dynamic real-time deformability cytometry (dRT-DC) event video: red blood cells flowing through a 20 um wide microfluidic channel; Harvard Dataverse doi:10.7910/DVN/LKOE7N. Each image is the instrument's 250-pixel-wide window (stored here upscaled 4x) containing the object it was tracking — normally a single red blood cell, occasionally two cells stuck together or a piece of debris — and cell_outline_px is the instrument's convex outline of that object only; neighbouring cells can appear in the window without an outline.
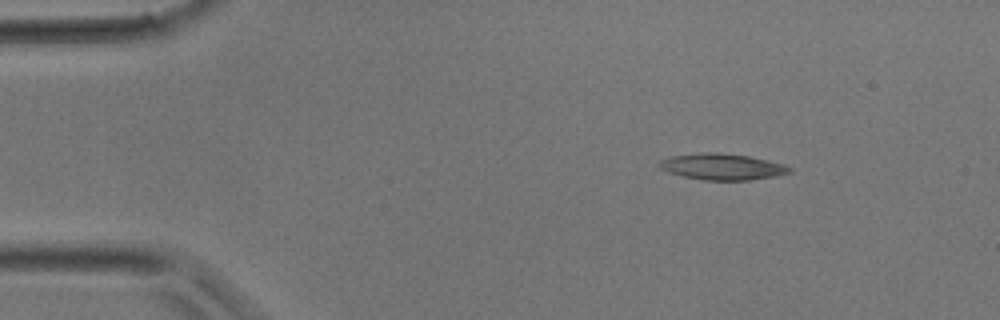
{"species": "common noctule bat (a hibernating species)", "species_latin": "Nyctalus noctula", "temperature_condition": "room temperature", "stored_images_in_passage": 34, "camera_frame_rate_fps": 3000, "um_per_image_px": 0.085, "animal": {"sex": "male", "body_mass_g": 17.9}, "frame": {"image": 1, "passage_image": 4, "time_ms": 1.0, "image_size_px": [1000, 320], "cell_outline_px": [[792, 172], [776, 176], [748, 180], [704, 180], [684, 176], [668, 172], [660, 168], [656, 164], [660, 160], [672, 156], [708, 152], [716, 152], [748, 156], [768, 160], [784, 164], [792, 168]], "centroid_in_image_um": [61.4, 14.17], "position_along_channel_um": 23.6, "area_um2": 19.83}}
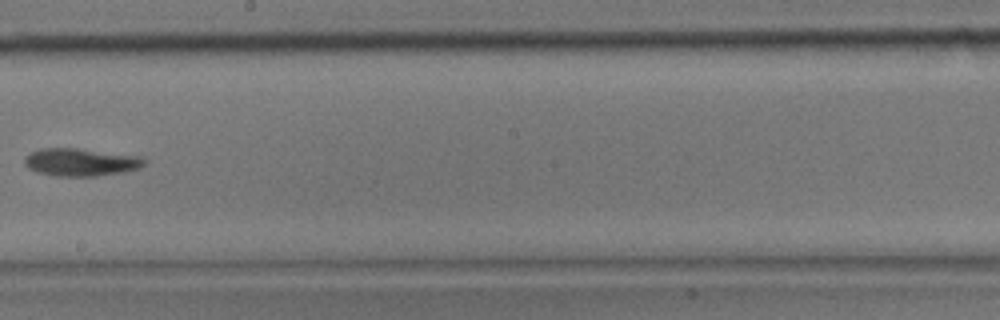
{"frame": {"image": 2, "passage_image": 19, "time_ms": 6.0, "image_size_px": [1000, 320], "cell_outline_px": [[148, 160], [140, 168], [124, 172], [96, 176], [56, 176], [36, 172], [28, 168], [24, 164], [24, 156], [40, 148], [76, 148], [144, 156]], "centroid_in_image_um": [6.89, 13.78], "position_along_channel_um": 241.3, "area_um2": 19.65}}
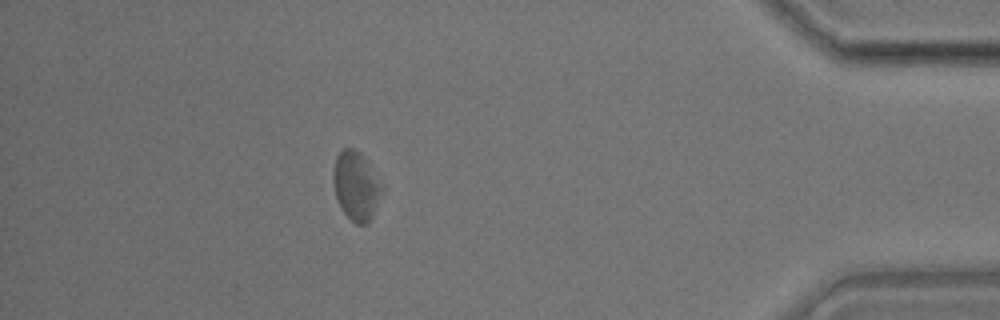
{"frame": {"image": 3, "passage_image": 30, "time_ms": 9.667, "image_size_px": [1000, 320], "cell_outline_px": [[384, 192], [372, 220], [364, 224], [356, 224], [340, 208], [336, 196], [332, 180], [332, 176], [336, 156], [344, 148], [356, 148], [364, 156], [384, 188]], "centroid_in_image_um": [30.29, 15.81], "position_along_channel_um": 404.9, "area_um2": 19.83}}